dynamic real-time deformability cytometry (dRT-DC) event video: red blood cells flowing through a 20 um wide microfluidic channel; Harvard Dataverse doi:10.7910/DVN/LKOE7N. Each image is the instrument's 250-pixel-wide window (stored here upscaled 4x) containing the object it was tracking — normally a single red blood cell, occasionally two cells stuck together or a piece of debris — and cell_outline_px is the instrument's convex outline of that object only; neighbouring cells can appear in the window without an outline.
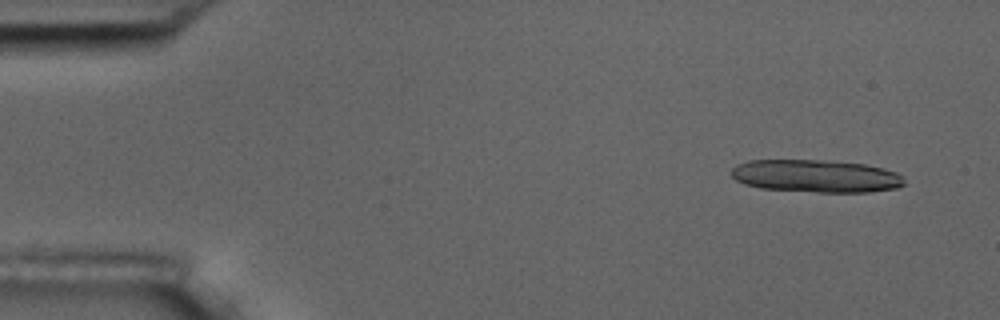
{"species": "common noctule bat (a hibernating species)", "species_latin": "Nyctalus noctula", "temperature_condition": "room temperature", "stored_images_in_passage": 15, "camera_frame_rate_fps": 3000, "um_per_image_px": 0.085, "animal": {"sex": "male", "body_mass_g": 17.5, "forearm_length_mm": 52.3}, "frame": {"image": 1, "passage_image": 4, "time_ms": 1.0, "image_size_px": [1000, 320], "cell_outline_px": [[904, 184], [896, 188], [868, 192], [816, 192], [760, 188], [744, 184], [736, 180], [732, 176], [732, 168], [736, 164], [748, 160], [820, 160], [864, 164], [896, 172], [904, 180]], "centroid_in_image_um": [69.31, 14.96], "position_along_channel_um": 15.7, "area_um2": 32.77}}